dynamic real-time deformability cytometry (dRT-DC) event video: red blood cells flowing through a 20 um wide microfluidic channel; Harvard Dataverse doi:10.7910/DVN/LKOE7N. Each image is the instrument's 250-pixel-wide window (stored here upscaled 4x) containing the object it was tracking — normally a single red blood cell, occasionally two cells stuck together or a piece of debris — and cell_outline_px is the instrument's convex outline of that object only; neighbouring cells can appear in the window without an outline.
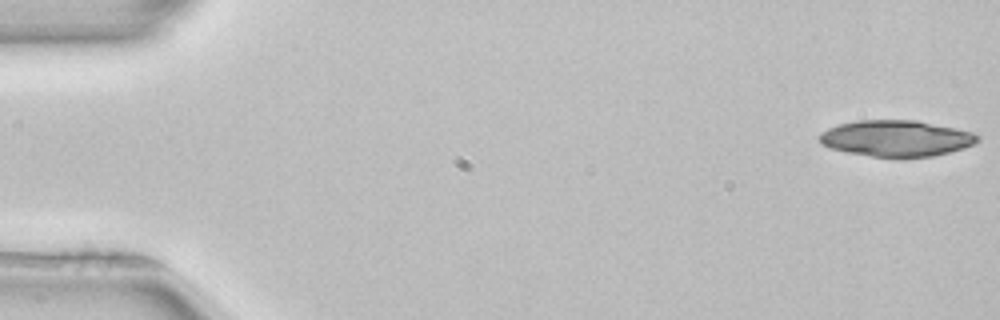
{"species": "common noctule bat (a hibernating species)", "species_latin": "Nyctalus noctula", "temperature_condition": "room temperature", "stored_images_in_passage": 34, "camera_frame_rate_fps": 3000, "um_per_image_px": 0.085, "animal": {"sex": "female", "body_mass_g": 22.7, "forearm_length_mm": 54.2}, "frame": {"image": 1, "passage_image": 1, "time_ms": 0.0, "image_size_px": [1000, 320], "cell_outline_px": [[980, 140], [964, 148], [932, 156], [872, 156], [848, 152], [832, 148], [820, 144], [820, 132], [828, 128], [840, 124], [856, 120], [916, 120], [956, 128], [972, 132], [980, 136]], "centroid_in_image_um": [76.18, 11.74], "position_along_channel_um": 8.8, "area_um2": 32.95}}